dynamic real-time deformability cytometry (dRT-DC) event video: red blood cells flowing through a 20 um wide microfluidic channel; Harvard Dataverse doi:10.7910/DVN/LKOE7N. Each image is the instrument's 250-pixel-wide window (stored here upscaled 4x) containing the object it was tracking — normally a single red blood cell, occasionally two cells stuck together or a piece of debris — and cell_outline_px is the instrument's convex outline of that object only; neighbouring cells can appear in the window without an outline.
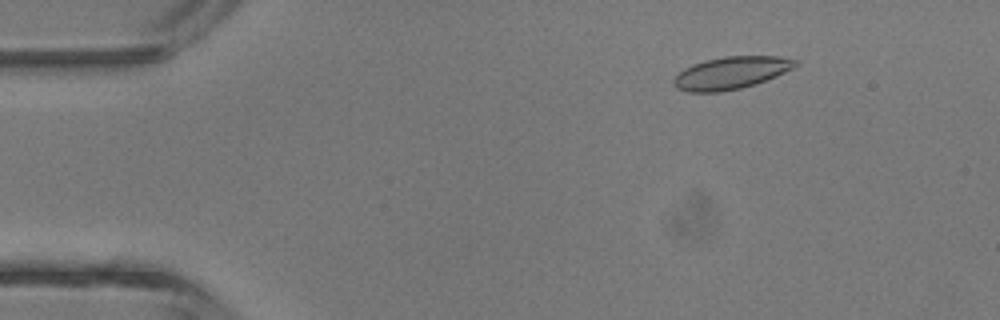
{"species": "common noctule bat (a hibernating species)", "species_latin": "Nyctalus noctula", "temperature_condition": "room temperature", "stored_images_in_passage": 4, "camera_frame_rate_fps": 3000, "um_per_image_px": 0.085, "animal": {"sex": "male", "body_mass_g": 13.3}, "frame": {"image": 1, "passage_image": 2, "time_ms": 1.333, "image_size_px": [1000, 320], "cell_outline_px": [[800, 64], [776, 76], [756, 84], [740, 88], [720, 92], [688, 92], [676, 88], [672, 84], [672, 80], [684, 68], [692, 64], [704, 60], [724, 56], [780, 56], [800, 60]], "centroid_in_image_um": [62.14, 6.19], "position_along_channel_um": 22.9, "area_um2": 23.18}}